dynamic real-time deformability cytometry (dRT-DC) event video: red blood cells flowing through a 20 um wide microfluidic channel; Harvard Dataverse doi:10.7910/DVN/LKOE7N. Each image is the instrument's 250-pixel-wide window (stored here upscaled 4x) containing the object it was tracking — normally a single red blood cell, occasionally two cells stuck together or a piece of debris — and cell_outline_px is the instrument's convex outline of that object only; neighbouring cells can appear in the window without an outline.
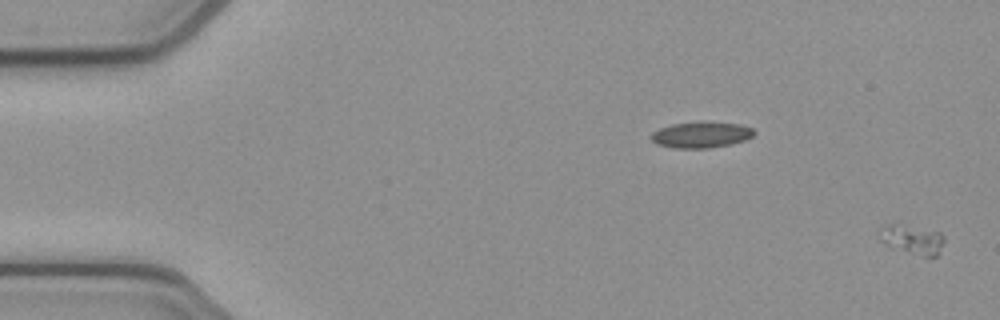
{"species": "common noctule bat (a hibernating species)", "species_latin": "Nyctalus noctula", "temperature_condition": "cold", "stored_images_in_passage": 54, "camera_frame_rate_fps": 3000, "um_per_image_px": 0.085, "animal": {"sex": "female", "body_mass_g": 21.9}, "frame": {"image": 1, "passage_image": 1, "time_ms": 0.0, "image_size_px": [1000, 320], "cell_outline_px": [[944, 240], [936, 256], [924, 256], [892, 248], [880, 240], [880, 228], [888, 224], [892, 224], [940, 232], [944, 236]], "centroid_in_image_um": [77.53, 20.37], "position_along_channel_um": 7.5, "area_um2": 10.58}}
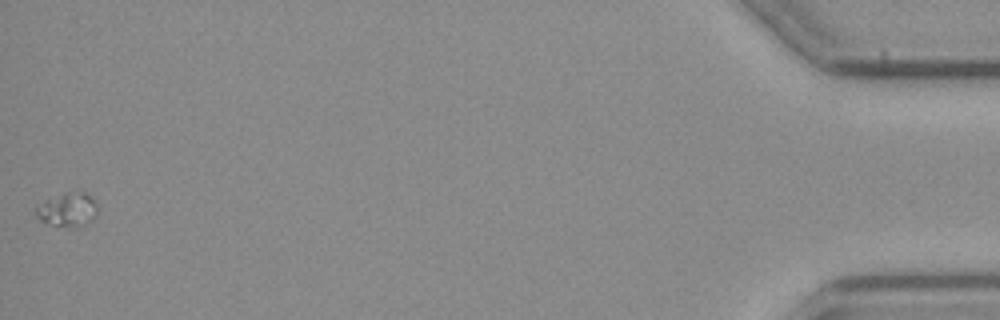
{"frame": {"image": 2, "passage_image": 54, "time_ms": 17.667, "image_size_px": [1000, 320], "cell_outline_px": [[96, 212], [88, 220], [76, 224], [52, 224], [40, 220], [36, 216], [36, 204], [68, 192], [84, 192], [96, 200]], "centroid_in_image_um": [5.69, 17.75], "position_along_channel_um": 429.5, "area_um2": 11.16}}